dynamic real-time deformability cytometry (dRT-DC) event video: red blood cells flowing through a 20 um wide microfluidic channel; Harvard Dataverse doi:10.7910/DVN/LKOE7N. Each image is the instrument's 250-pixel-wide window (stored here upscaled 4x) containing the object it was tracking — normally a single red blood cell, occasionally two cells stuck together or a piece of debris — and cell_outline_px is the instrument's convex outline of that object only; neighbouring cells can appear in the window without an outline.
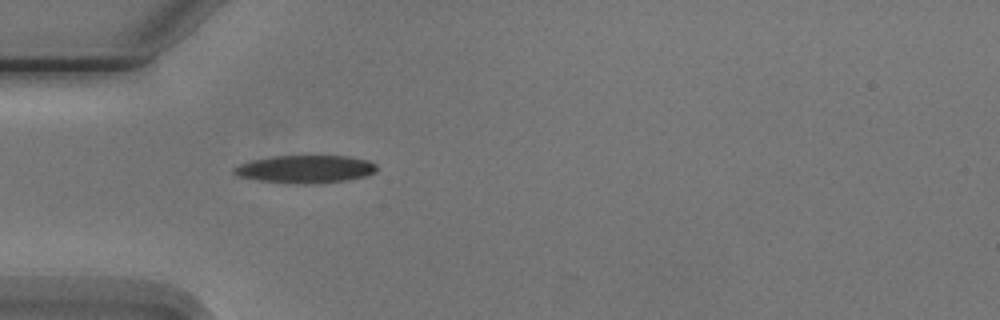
{"species": "Egyptian fruit bat (a non-hibernating species)", "species_latin": "Rousettus aegyptiacus", "temperature_condition": "cold", "stored_images_in_passage": 1, "camera_frame_rate_fps": 3000, "um_per_image_px": 0.085, "animal": {"sex": "male"}, "frame": {"image": 1, "passage_image": 1, "time_ms": 0.0, "image_size_px": [1000, 320], "cell_outline_px": [[376, 172], [368, 176], [344, 180], [304, 184], [260, 180], [240, 176], [232, 172], [232, 168], [240, 164], [252, 160], [272, 156], [348, 156], [368, 160], [376, 164]], "centroid_in_image_um": [25.98, 14.36], "position_along_channel_um": 59.0, "area_um2": 22.83}}